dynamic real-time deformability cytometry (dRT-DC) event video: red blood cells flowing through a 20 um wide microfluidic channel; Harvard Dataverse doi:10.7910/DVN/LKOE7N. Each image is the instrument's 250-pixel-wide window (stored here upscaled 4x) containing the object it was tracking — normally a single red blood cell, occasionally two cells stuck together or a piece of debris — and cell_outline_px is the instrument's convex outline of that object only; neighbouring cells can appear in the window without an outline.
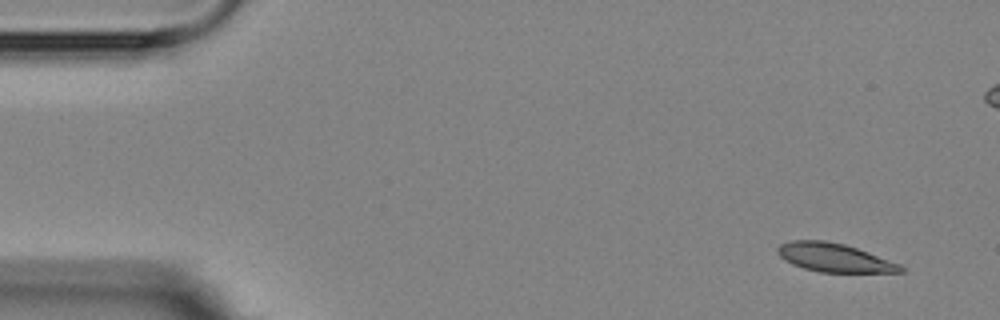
{"species": "Egyptian fruit bat (a non-hibernating species)", "species_latin": "Rousettus aegyptiacus", "temperature_condition": "room temperature", "stored_images_in_passage": 5, "camera_frame_rate_fps": 3000, "um_per_image_px": 0.085, "animal": {"sex": "female"}, "frame": {"image": 1, "passage_image": 1, "time_ms": 0.0, "image_size_px": [1000, 320], "cell_outline_px": [[904, 272], [820, 272], [804, 268], [792, 264], [784, 260], [776, 252], [776, 248], [780, 244], [792, 240], [824, 240], [844, 244], [868, 252], [900, 264], [904, 268]], "centroid_in_image_um": [70.88, 21.89], "position_along_channel_um": 14.1, "area_um2": 20.4}}